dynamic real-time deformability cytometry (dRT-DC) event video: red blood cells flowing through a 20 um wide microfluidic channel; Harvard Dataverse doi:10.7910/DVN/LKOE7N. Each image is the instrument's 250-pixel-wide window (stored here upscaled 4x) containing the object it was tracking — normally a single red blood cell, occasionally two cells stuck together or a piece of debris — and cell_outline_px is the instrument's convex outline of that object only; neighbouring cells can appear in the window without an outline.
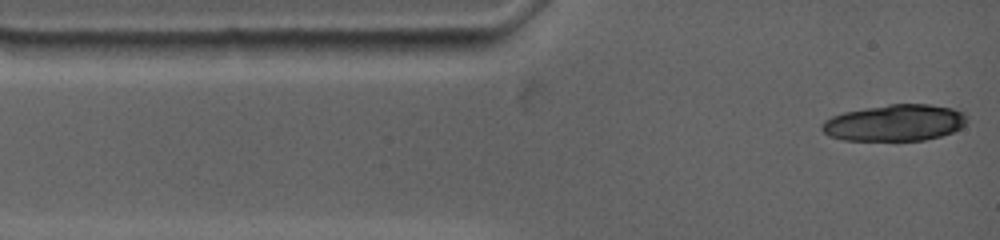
{"species": "common noctule bat (a hibernating species)", "species_latin": "Nyctalus noctula", "temperature_condition": "warm", "stored_images_in_passage": 7, "camera_frame_rate_fps": 4500, "um_per_image_px": 0.085, "animal": {"sex": "female", "body_mass_g": 19.0, "forearm_length_mm": 53.3}, "frame": {"image": 1, "passage_image": 1, "time_ms": 0.0, "image_size_px": [1000, 240], "cell_outline_px": [[968, 120], [960, 128], [952, 132], [940, 136], [924, 140], [844, 140], [828, 136], [820, 128], [820, 124], [824, 120], [832, 116], [844, 112], [864, 108], [888, 104], [928, 104], [952, 108], [964, 112], [968, 116]], "centroid_in_image_um": [76.05, 10.43], "position_along_channel_um": 9.0, "area_um2": 30.98}}